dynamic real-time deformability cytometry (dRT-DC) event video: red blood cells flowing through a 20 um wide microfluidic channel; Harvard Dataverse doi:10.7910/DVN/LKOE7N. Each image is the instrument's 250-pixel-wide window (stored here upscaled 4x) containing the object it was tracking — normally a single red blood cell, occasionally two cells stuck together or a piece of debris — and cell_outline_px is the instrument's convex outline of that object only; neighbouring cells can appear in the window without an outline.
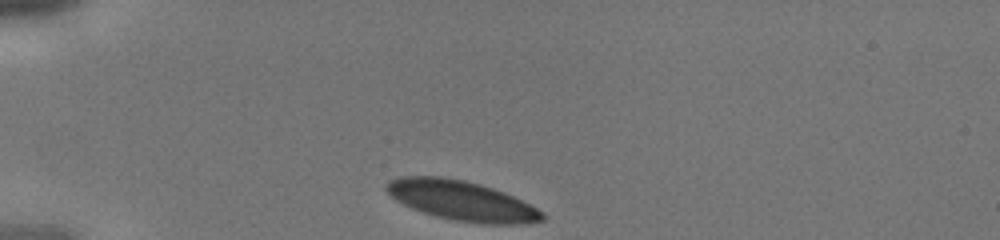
{"species": "human", "species_latin": "Homo sapiens", "temperature_condition": "cold", "stored_images_in_passage": 26, "camera_frame_rate_fps": 3000, "um_per_image_px": 0.085, "donor": {"sex": "male"}, "frame": {"image": 1, "passage_image": 1, "time_ms": 0.0, "image_size_px": [1000, 240], "cell_outline_px": [[548, 216], [544, 220], [528, 224], [484, 224], [452, 220], [436, 216], [412, 208], [396, 200], [384, 188], [384, 184], [400, 176], [440, 176], [464, 180], [480, 184], [504, 192], [544, 212]], "centroid_in_image_um": [39.27, 17.06], "position_along_channel_um": 45.7, "area_um2": 36.13}}
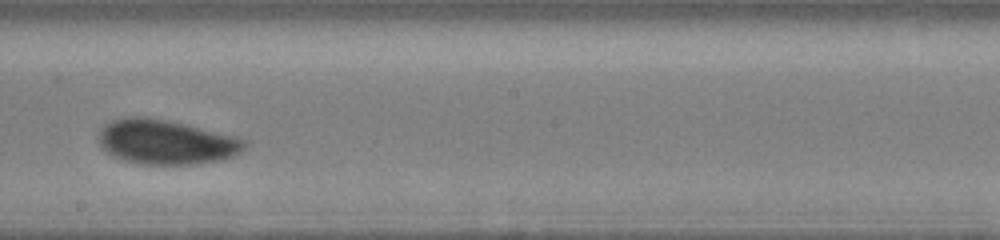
{"frame": {"image": 2, "passage_image": 15, "time_ms": 4.667, "image_size_px": [1000, 240], "cell_outline_px": [[248, 144], [240, 152], [232, 156], [220, 160], [196, 164], [140, 164], [124, 160], [112, 156], [100, 144], [100, 128], [104, 124], [112, 120], [128, 116], [148, 116], [168, 120], [236, 136], [248, 140]], "centroid_in_image_um": [14.13, 12.06], "position_along_channel_um": 234.1, "area_um2": 38.03}}
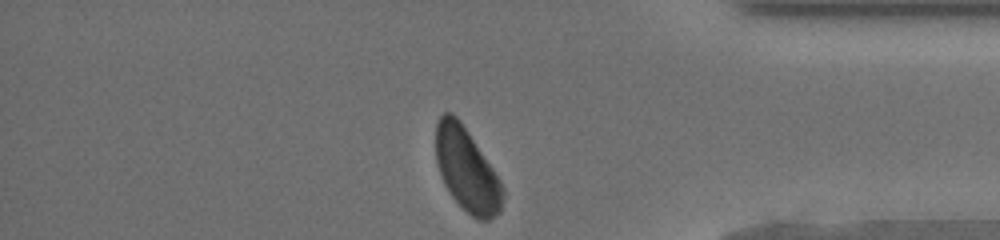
{"frame": {"image": 3, "passage_image": 26, "time_ms": 8.333, "image_size_px": [1000, 240], "cell_outline_px": [[504, 196], [500, 212], [488, 220], [480, 220], [472, 216], [452, 196], [444, 184], [440, 176], [436, 160], [436, 120], [444, 112], [452, 112], [460, 120], [500, 180], [504, 188]], "centroid_in_image_um": [39.66, 14.42], "position_along_channel_um": 395.5, "area_um2": 32.19}}